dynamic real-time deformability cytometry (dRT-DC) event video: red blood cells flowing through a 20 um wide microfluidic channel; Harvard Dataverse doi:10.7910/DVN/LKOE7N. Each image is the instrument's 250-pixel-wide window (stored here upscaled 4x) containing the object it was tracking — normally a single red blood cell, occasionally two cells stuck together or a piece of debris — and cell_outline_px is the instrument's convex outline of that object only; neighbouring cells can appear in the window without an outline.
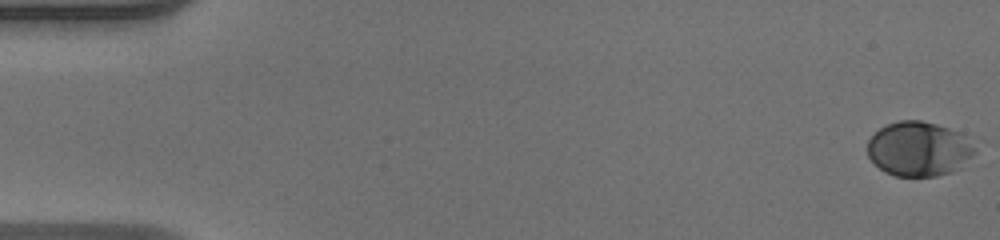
{"species": "human", "species_latin": "Homo sapiens", "temperature_condition": "warm", "stored_images_in_passage": 50, "camera_frame_rate_fps": 3000, "um_per_image_px": 0.085, "donor": {"sex": "male"}, "frame": {"image": 1, "passage_image": 1, "time_ms": 0.0, "image_size_px": [1000, 240], "cell_outline_px": [[976, 152], [960, 168], [952, 172], [936, 176], [896, 176], [884, 172], [868, 156], [868, 140], [880, 128], [888, 124], [900, 120], [920, 120], [936, 124], [960, 132], [976, 148]], "centroid_in_image_um": [78.11, 12.66], "position_along_channel_um": 6.9, "area_um2": 34.04}}
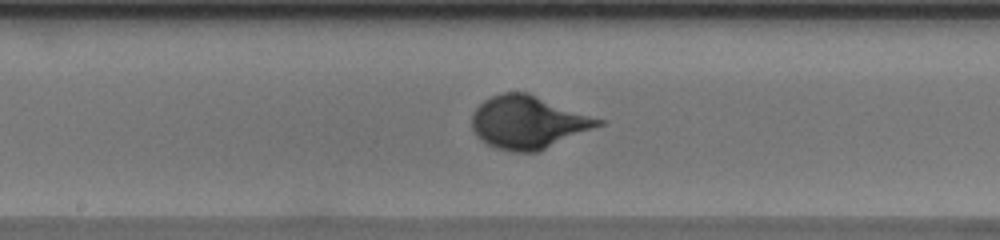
{"frame": {"image": 2, "passage_image": 27, "time_ms": 8.667, "image_size_px": [1000, 240], "cell_outline_px": [[608, 120], [604, 124], [536, 152], [512, 152], [496, 148], [480, 140], [476, 136], [472, 128], [472, 112], [484, 100], [492, 96], [504, 92], [528, 92]], "centroid_in_image_um": [44.92, 10.38], "position_along_channel_um": 203.3, "area_um2": 39.25}}
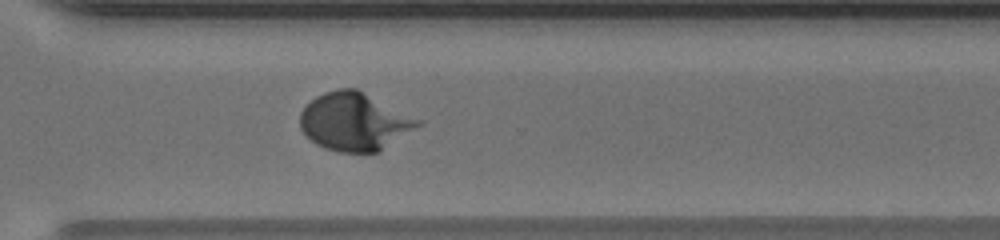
{"frame": {"image": 3, "passage_image": 37, "time_ms": 12.0, "image_size_px": [1000, 240], "cell_outline_px": [[424, 124], [380, 152], [340, 152], [324, 148], [316, 144], [300, 128], [300, 112], [316, 96], [324, 92], [340, 88], [356, 88], [424, 120]], "centroid_in_image_um": [30.2, 10.34], "position_along_channel_um": 340.4, "area_um2": 40.17}}